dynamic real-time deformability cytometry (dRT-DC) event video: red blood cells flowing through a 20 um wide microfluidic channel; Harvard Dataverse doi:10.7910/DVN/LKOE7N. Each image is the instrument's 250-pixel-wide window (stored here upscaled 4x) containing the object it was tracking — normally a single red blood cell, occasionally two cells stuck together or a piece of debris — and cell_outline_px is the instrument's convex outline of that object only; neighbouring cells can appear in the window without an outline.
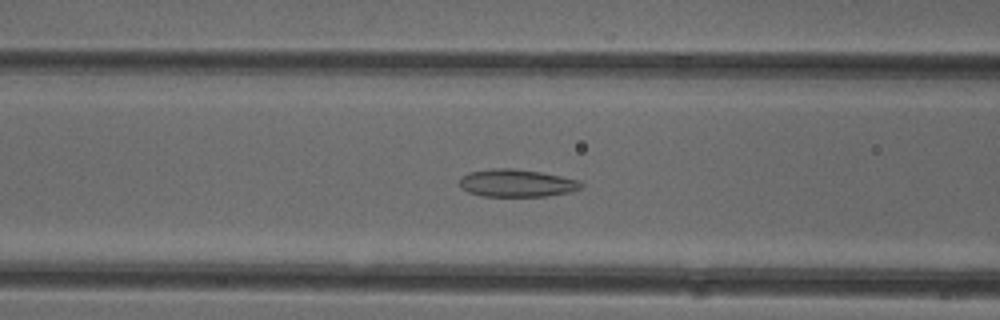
{"species": "common noctule bat (a hibernating species)", "species_latin": "Nyctalus noctula", "temperature_condition": "cold", "stored_images_in_passage": 45, "camera_frame_rate_fps": 3000, "um_per_image_px": 0.085, "animal": {"sex": "female"}, "frame": {"image": 1, "passage_image": 14, "time_ms": 4.333, "image_size_px": [1000, 320], "cell_outline_px": [[584, 184], [580, 188], [572, 192], [544, 196], [480, 196], [468, 192], [460, 188], [460, 176], [468, 172], [492, 168], [512, 168], [540, 172], [580, 180]], "centroid_in_image_um": [43.89, 15.56], "position_along_channel_um": 122.7, "area_um2": 19.71}}
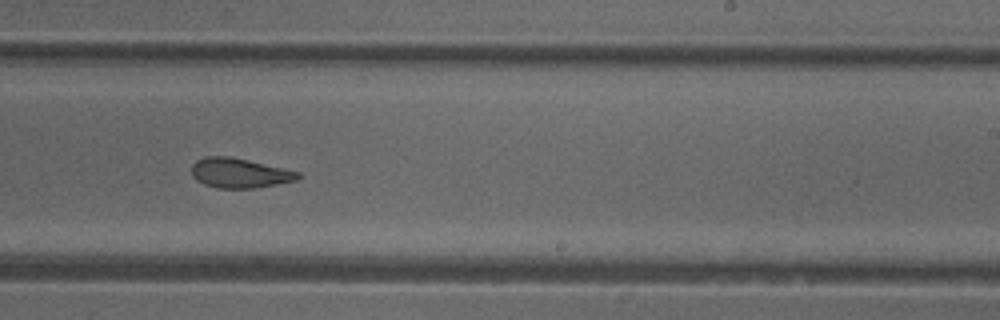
{"frame": {"image": 2, "passage_image": 25, "time_ms": 8.0, "image_size_px": [1000, 320], "cell_outline_px": [[304, 176], [296, 180], [256, 188], [216, 188], [204, 184], [196, 180], [192, 176], [192, 164], [196, 160], [204, 156], [228, 156], [248, 160], [300, 172]], "centroid_in_image_um": [20.35, 14.71], "position_along_channel_um": 268.7, "area_um2": 18.5}}
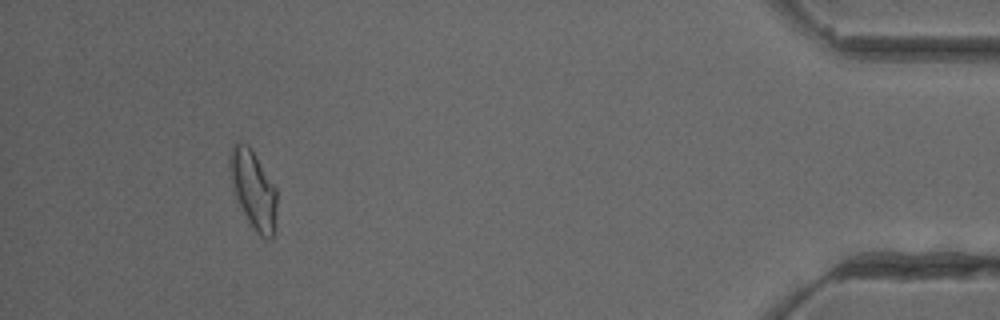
{"frame": {"image": 3, "passage_image": 41, "time_ms": 13.333, "image_size_px": [1000, 320], "cell_outline_px": [[276, 208], [272, 240], [264, 240], [252, 228], [236, 196], [228, 168], [228, 156], [232, 144], [236, 140], [248, 144], [276, 188]], "centroid_in_image_um": [21.51, 16.07], "position_along_channel_um": 413.7, "area_um2": 21.33}, "authors_computed_cell_mechanics": {"area_um2": 19.9988, "velocity_mm_per_s": 3.9918, "shape_relaxation_time_tau1_ms": null, "shape_relaxation_time_tau2_ms": 2.6374, "deformation_change_tau1": null, "deformation_change_tau2": 0.0903}}